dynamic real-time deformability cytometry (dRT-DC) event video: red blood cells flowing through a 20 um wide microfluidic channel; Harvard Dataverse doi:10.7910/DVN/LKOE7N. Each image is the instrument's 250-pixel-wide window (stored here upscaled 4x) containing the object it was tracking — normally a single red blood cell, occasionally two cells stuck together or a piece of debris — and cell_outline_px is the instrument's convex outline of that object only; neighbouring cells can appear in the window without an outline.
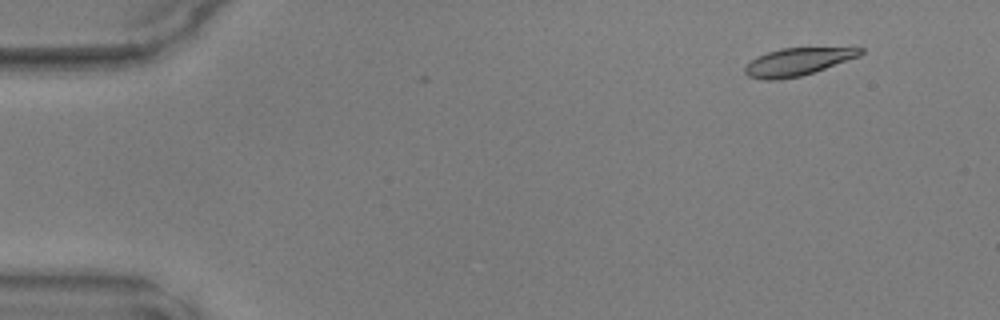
{"species": "common noctule bat (a hibernating species)", "species_latin": "Nyctalus noctula", "temperature_condition": "warm", "stored_images_in_passage": 5, "camera_frame_rate_fps": 3000, "um_per_image_px": 0.085, "animal": {"sex": "male", "body_mass_g": 17.9, "forearm_length_mm": 54.2}, "frame": {"image": 1, "passage_image": 5, "time_ms": 1.333, "image_size_px": [1000, 320], "cell_outline_px": [[864, 52], [860, 56], [800, 76], [776, 80], [764, 80], [748, 76], [744, 72], [744, 68], [756, 56], [780, 48], [864, 48]], "centroid_in_image_um": [67.76, 5.25], "position_along_channel_um": 17.2, "area_um2": 18.26}}